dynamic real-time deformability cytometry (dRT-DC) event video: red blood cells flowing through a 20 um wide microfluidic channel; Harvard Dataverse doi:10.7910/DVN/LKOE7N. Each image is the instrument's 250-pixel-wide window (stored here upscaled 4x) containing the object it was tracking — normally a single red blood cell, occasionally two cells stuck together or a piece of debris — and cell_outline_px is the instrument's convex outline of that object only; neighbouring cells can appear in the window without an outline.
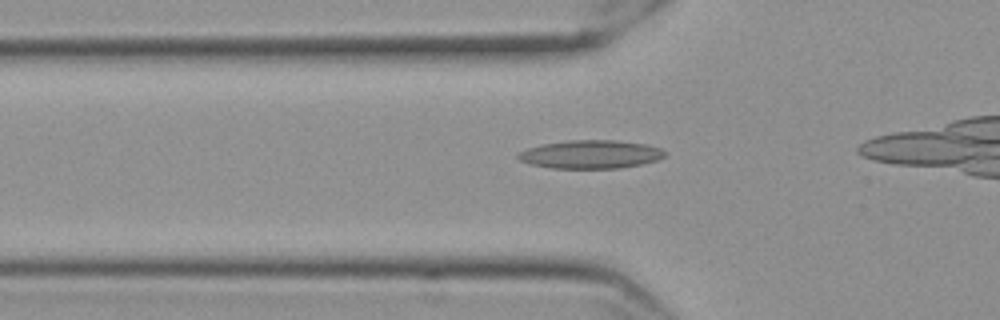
{"species": "Egyptian fruit bat (a non-hibernating species)", "species_latin": "Rousettus aegyptiacus", "temperature_condition": "cold", "stored_images_in_passage": 24, "camera_frame_rate_fps": 3000, "um_per_image_px": 0.085, "frame": {"image": 1, "passage_image": 4, "time_ms": 1.0, "image_size_px": [1000, 320], "cell_outline_px": [[664, 156], [656, 160], [640, 164], [620, 168], [552, 168], [532, 164], [520, 160], [516, 156], [520, 152], [528, 148], [540, 144], [568, 140], [616, 140], [648, 144], [660, 148], [664, 152]], "centroid_in_image_um": [50.19, 13.11], "position_along_channel_um": 75.6, "area_um2": 24.1}}
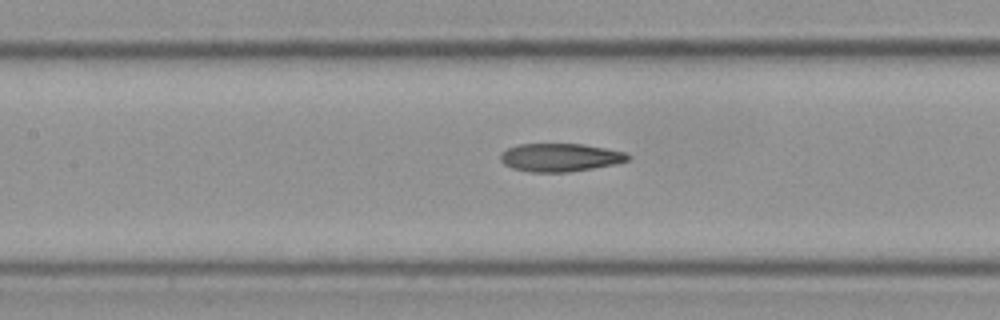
{"frame": {"image": 2, "passage_image": 11, "time_ms": 3.333, "image_size_px": [1000, 320], "cell_outline_px": [[632, 156], [628, 160], [616, 164], [568, 172], [532, 172], [512, 168], [504, 164], [500, 160], [500, 152], [508, 148], [520, 144], [584, 144], [624, 152]], "centroid_in_image_um": [47.6, 13.38], "position_along_channel_um": 159.8, "area_um2": 20.87}}
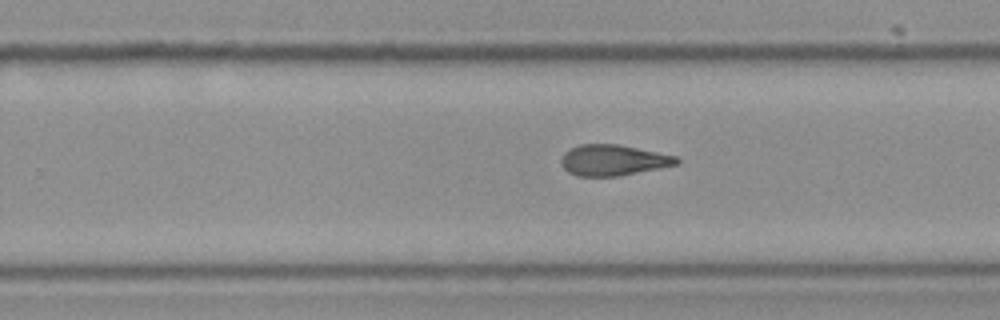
{"frame": {"image": 3, "passage_image": 21, "time_ms": 6.667, "image_size_px": [1000, 320], "cell_outline_px": [[680, 164], [620, 176], [576, 176], [568, 172], [564, 168], [560, 160], [564, 152], [580, 144], [616, 144], [676, 156], [680, 160]], "centroid_in_image_um": [52.12, 13.62], "position_along_channel_um": 277.7, "area_um2": 20.69}}